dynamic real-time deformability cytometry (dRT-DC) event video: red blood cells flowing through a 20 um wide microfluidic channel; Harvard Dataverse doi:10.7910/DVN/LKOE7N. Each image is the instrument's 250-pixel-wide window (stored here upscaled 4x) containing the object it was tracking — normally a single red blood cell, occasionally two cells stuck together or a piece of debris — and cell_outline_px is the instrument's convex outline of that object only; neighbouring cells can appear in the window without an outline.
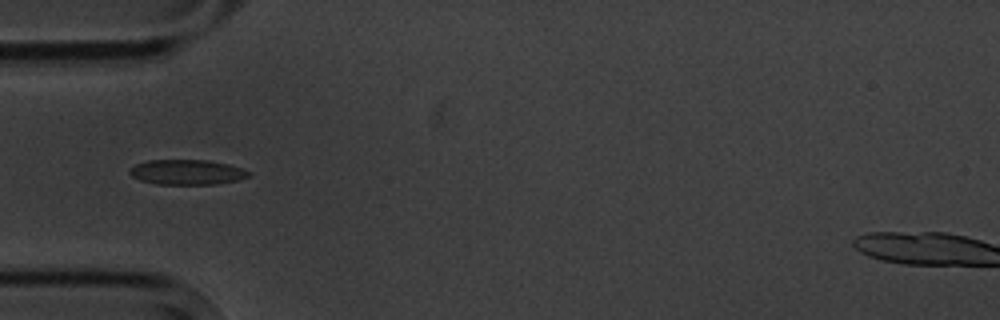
{"species": "common noctule bat (a hibernating species)", "species_latin": "Nyctalus noctula", "temperature_condition": "cold", "stored_images_in_passage": 7, "camera_frame_rate_fps": 3000, "um_per_image_px": 0.085, "animal": {"sex": "male", "body_mass_g": 20.1, "forearm_length_mm": 53.5}, "frame": {"image": 1, "passage_image": 5, "time_ms": 4.667, "image_size_px": [1000, 320], "cell_outline_px": [[252, 176], [236, 180], [216, 184], [156, 184], [140, 180], [132, 176], [128, 172], [136, 164], [148, 160], [208, 160], [228, 164], [244, 168], [252, 172]], "centroid_in_image_um": [15.94, 14.63], "position_along_channel_um": 69.1, "area_um2": 17.46}}
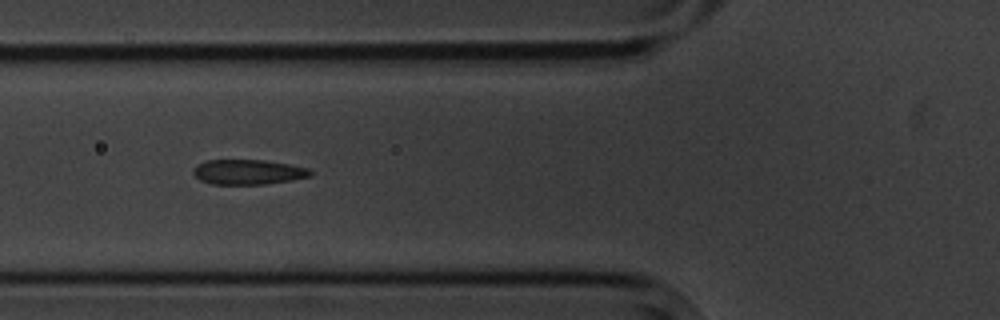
{"frame": {"image": 2, "passage_image": 6, "time_ms": 5.667, "image_size_px": [1000, 320], "cell_outline_px": [[312, 176], [292, 180], [264, 184], [212, 184], [200, 180], [192, 172], [192, 168], [196, 164], [208, 160], [264, 160], [288, 164], [308, 168], [312, 172]], "centroid_in_image_um": [21.07, 14.62], "position_along_channel_um": 104.7, "area_um2": 17.05}}
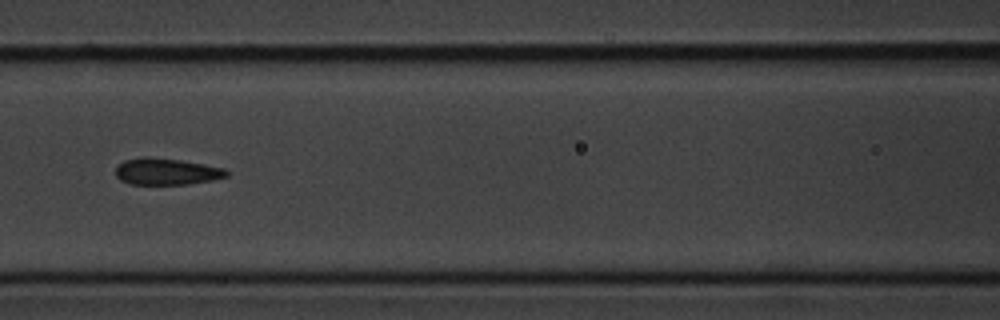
{"frame": {"image": 3, "passage_image": 7, "time_ms": 7.0, "image_size_px": [1000, 320], "cell_outline_px": [[228, 176], [212, 180], [188, 184], [132, 184], [120, 180], [116, 176], [116, 164], [124, 160], [140, 156], [148, 156], [180, 160], [224, 168], [228, 172]], "centroid_in_image_um": [14.1, 14.57], "position_along_channel_um": 152.5, "area_um2": 17.28}}